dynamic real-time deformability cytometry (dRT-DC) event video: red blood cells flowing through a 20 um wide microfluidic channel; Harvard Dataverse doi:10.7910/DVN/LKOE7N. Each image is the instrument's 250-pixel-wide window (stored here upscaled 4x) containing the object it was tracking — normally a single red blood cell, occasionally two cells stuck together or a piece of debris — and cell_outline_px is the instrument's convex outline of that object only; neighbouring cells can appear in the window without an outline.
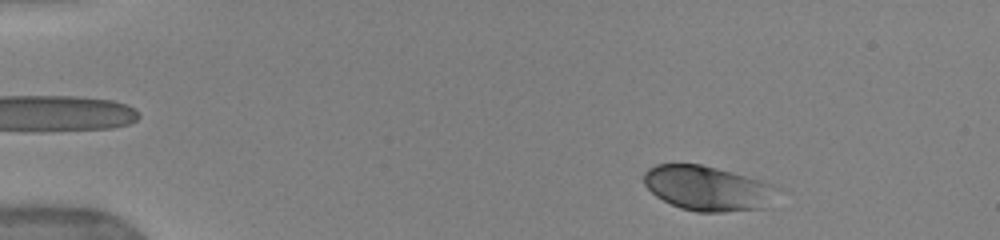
{"species": "human", "species_latin": "Homo sapiens", "temperature_condition": "warm", "stored_images_in_passage": 47, "camera_frame_rate_fps": 3000, "um_per_image_px": 0.085, "donor": {"sex": "female"}, "frame": {"image": 1, "passage_image": 3, "time_ms": 0.667, "image_size_px": [1000, 240], "cell_outline_px": [[780, 188], [772, 208], [724, 212], [696, 212], [680, 208], [656, 196], [644, 184], [644, 172], [648, 168], [656, 164], [700, 164], [732, 172], [760, 180], [772, 184]], "centroid_in_image_um": [60.23, 16.03], "position_along_channel_um": 24.8, "area_um2": 35.32}}
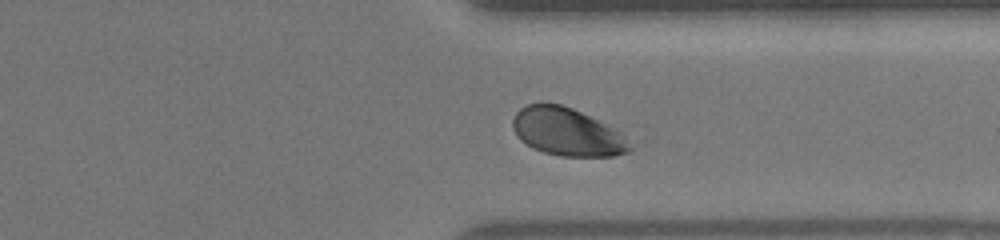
{"frame": {"image": 2, "passage_image": 36, "time_ms": 11.667, "image_size_px": [1000, 240], "cell_outline_px": [[632, 148], [628, 152], [612, 156], [560, 156], [544, 152], [532, 148], [520, 140], [516, 136], [512, 128], [512, 120], [516, 112], [520, 108], [528, 104], [560, 104], [572, 108], [624, 132]], "centroid_in_image_um": [48.21, 11.22], "position_along_channel_um": 363.2, "area_um2": 32.77}}
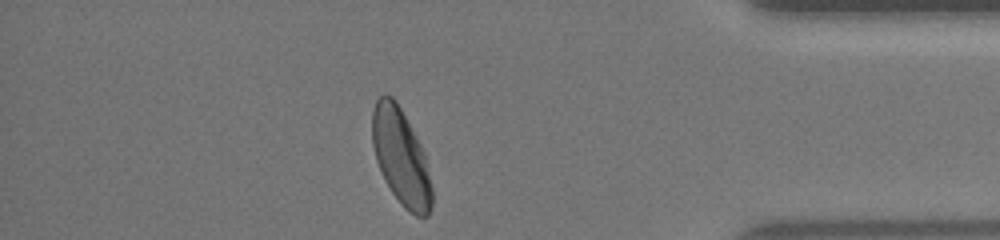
{"frame": {"image": 3, "passage_image": 41, "time_ms": 13.333, "image_size_px": [1000, 240], "cell_outline_px": [[432, 208], [428, 216], [416, 216], [404, 208], [392, 192], [384, 180], [376, 160], [372, 144], [372, 112], [376, 100], [384, 92], [392, 96], [396, 100], [420, 144], [424, 152], [432, 188]], "centroid_in_image_um": [34.07, 13.34], "position_along_channel_um": 401.1, "area_um2": 33.41}, "authors_computed_cell_mechanics": {"area_um2": 35.1424, "velocity_mm_per_s": 3.9027, "shape_relaxation_time_tau1_ms": 2.0267, "shape_relaxation_time_tau2_ms": null, "deformation_change_tau1": 0.1139, "deformation_change_tau2": null}}